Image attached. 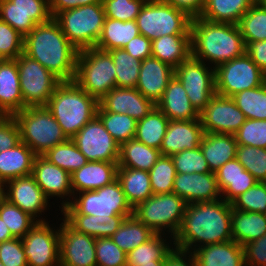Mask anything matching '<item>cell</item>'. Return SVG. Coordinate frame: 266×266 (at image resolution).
I'll use <instances>...</instances> for the list:
<instances>
[{"label": "cell", "instance_id": "cell-40", "mask_svg": "<svg viewBox=\"0 0 266 266\" xmlns=\"http://www.w3.org/2000/svg\"><path fill=\"white\" fill-rule=\"evenodd\" d=\"M155 233L134 215L126 217L110 238L126 254L151 239Z\"/></svg>", "mask_w": 266, "mask_h": 266}, {"label": "cell", "instance_id": "cell-21", "mask_svg": "<svg viewBox=\"0 0 266 266\" xmlns=\"http://www.w3.org/2000/svg\"><path fill=\"white\" fill-rule=\"evenodd\" d=\"M98 105L108 112L127 114L136 121L143 119L156 106L136 88L119 87L109 91Z\"/></svg>", "mask_w": 266, "mask_h": 266}, {"label": "cell", "instance_id": "cell-60", "mask_svg": "<svg viewBox=\"0 0 266 266\" xmlns=\"http://www.w3.org/2000/svg\"><path fill=\"white\" fill-rule=\"evenodd\" d=\"M246 54L266 74V40L249 42Z\"/></svg>", "mask_w": 266, "mask_h": 266}, {"label": "cell", "instance_id": "cell-8", "mask_svg": "<svg viewBox=\"0 0 266 266\" xmlns=\"http://www.w3.org/2000/svg\"><path fill=\"white\" fill-rule=\"evenodd\" d=\"M105 18L101 2L59 12L53 19L70 43L81 51L96 46Z\"/></svg>", "mask_w": 266, "mask_h": 266}, {"label": "cell", "instance_id": "cell-50", "mask_svg": "<svg viewBox=\"0 0 266 266\" xmlns=\"http://www.w3.org/2000/svg\"><path fill=\"white\" fill-rule=\"evenodd\" d=\"M233 209L266 214V182H257L232 202Z\"/></svg>", "mask_w": 266, "mask_h": 266}, {"label": "cell", "instance_id": "cell-28", "mask_svg": "<svg viewBox=\"0 0 266 266\" xmlns=\"http://www.w3.org/2000/svg\"><path fill=\"white\" fill-rule=\"evenodd\" d=\"M215 174L222 199L228 203L258 182L237 159L226 162Z\"/></svg>", "mask_w": 266, "mask_h": 266}, {"label": "cell", "instance_id": "cell-16", "mask_svg": "<svg viewBox=\"0 0 266 266\" xmlns=\"http://www.w3.org/2000/svg\"><path fill=\"white\" fill-rule=\"evenodd\" d=\"M52 18L49 0H0V19L24 37Z\"/></svg>", "mask_w": 266, "mask_h": 266}, {"label": "cell", "instance_id": "cell-54", "mask_svg": "<svg viewBox=\"0 0 266 266\" xmlns=\"http://www.w3.org/2000/svg\"><path fill=\"white\" fill-rule=\"evenodd\" d=\"M97 266H127V254L109 237L96 238Z\"/></svg>", "mask_w": 266, "mask_h": 266}, {"label": "cell", "instance_id": "cell-48", "mask_svg": "<svg viewBox=\"0 0 266 266\" xmlns=\"http://www.w3.org/2000/svg\"><path fill=\"white\" fill-rule=\"evenodd\" d=\"M176 174L171 156L161 155L149 171L153 194L171 193Z\"/></svg>", "mask_w": 266, "mask_h": 266}, {"label": "cell", "instance_id": "cell-7", "mask_svg": "<svg viewBox=\"0 0 266 266\" xmlns=\"http://www.w3.org/2000/svg\"><path fill=\"white\" fill-rule=\"evenodd\" d=\"M79 197L63 200L62 214H84L95 216H131L133 207L127 201L120 182L116 179L111 184L97 190L79 192ZM65 201V202H64Z\"/></svg>", "mask_w": 266, "mask_h": 266}, {"label": "cell", "instance_id": "cell-58", "mask_svg": "<svg viewBox=\"0 0 266 266\" xmlns=\"http://www.w3.org/2000/svg\"><path fill=\"white\" fill-rule=\"evenodd\" d=\"M242 247L245 266H266V234Z\"/></svg>", "mask_w": 266, "mask_h": 266}, {"label": "cell", "instance_id": "cell-36", "mask_svg": "<svg viewBox=\"0 0 266 266\" xmlns=\"http://www.w3.org/2000/svg\"><path fill=\"white\" fill-rule=\"evenodd\" d=\"M117 180L133 208L153 195L148 171L118 167Z\"/></svg>", "mask_w": 266, "mask_h": 266}, {"label": "cell", "instance_id": "cell-33", "mask_svg": "<svg viewBox=\"0 0 266 266\" xmlns=\"http://www.w3.org/2000/svg\"><path fill=\"white\" fill-rule=\"evenodd\" d=\"M64 219L77 231L95 238L111 237L129 216H95L84 214H63Z\"/></svg>", "mask_w": 266, "mask_h": 266}, {"label": "cell", "instance_id": "cell-3", "mask_svg": "<svg viewBox=\"0 0 266 266\" xmlns=\"http://www.w3.org/2000/svg\"><path fill=\"white\" fill-rule=\"evenodd\" d=\"M191 56L218 65L246 53V45L236 24L219 23L194 17L190 25Z\"/></svg>", "mask_w": 266, "mask_h": 266}, {"label": "cell", "instance_id": "cell-12", "mask_svg": "<svg viewBox=\"0 0 266 266\" xmlns=\"http://www.w3.org/2000/svg\"><path fill=\"white\" fill-rule=\"evenodd\" d=\"M265 77L266 74L245 53L215 68L216 94L232 97L263 85Z\"/></svg>", "mask_w": 266, "mask_h": 266}, {"label": "cell", "instance_id": "cell-25", "mask_svg": "<svg viewBox=\"0 0 266 266\" xmlns=\"http://www.w3.org/2000/svg\"><path fill=\"white\" fill-rule=\"evenodd\" d=\"M117 168L118 162L88 161L70 174L73 196L78 192L97 190L111 184L117 179Z\"/></svg>", "mask_w": 266, "mask_h": 266}, {"label": "cell", "instance_id": "cell-59", "mask_svg": "<svg viewBox=\"0 0 266 266\" xmlns=\"http://www.w3.org/2000/svg\"><path fill=\"white\" fill-rule=\"evenodd\" d=\"M123 49L140 61L152 56L151 40L141 34L130 40Z\"/></svg>", "mask_w": 266, "mask_h": 266}, {"label": "cell", "instance_id": "cell-34", "mask_svg": "<svg viewBox=\"0 0 266 266\" xmlns=\"http://www.w3.org/2000/svg\"><path fill=\"white\" fill-rule=\"evenodd\" d=\"M231 225L233 240L243 246L266 234V214L232 208Z\"/></svg>", "mask_w": 266, "mask_h": 266}, {"label": "cell", "instance_id": "cell-35", "mask_svg": "<svg viewBox=\"0 0 266 266\" xmlns=\"http://www.w3.org/2000/svg\"><path fill=\"white\" fill-rule=\"evenodd\" d=\"M257 0H205L199 17L219 23L236 24Z\"/></svg>", "mask_w": 266, "mask_h": 266}, {"label": "cell", "instance_id": "cell-29", "mask_svg": "<svg viewBox=\"0 0 266 266\" xmlns=\"http://www.w3.org/2000/svg\"><path fill=\"white\" fill-rule=\"evenodd\" d=\"M237 142L235 135L204 132L200 149L211 172H216L226 162L236 159Z\"/></svg>", "mask_w": 266, "mask_h": 266}, {"label": "cell", "instance_id": "cell-2", "mask_svg": "<svg viewBox=\"0 0 266 266\" xmlns=\"http://www.w3.org/2000/svg\"><path fill=\"white\" fill-rule=\"evenodd\" d=\"M23 53L38 61L61 82L74 80L78 50L66 38L53 18L36 25L24 37Z\"/></svg>", "mask_w": 266, "mask_h": 266}, {"label": "cell", "instance_id": "cell-23", "mask_svg": "<svg viewBox=\"0 0 266 266\" xmlns=\"http://www.w3.org/2000/svg\"><path fill=\"white\" fill-rule=\"evenodd\" d=\"M174 70L170 65L150 56L141 61L139 79L135 88L156 105L174 76Z\"/></svg>", "mask_w": 266, "mask_h": 266}, {"label": "cell", "instance_id": "cell-57", "mask_svg": "<svg viewBox=\"0 0 266 266\" xmlns=\"http://www.w3.org/2000/svg\"><path fill=\"white\" fill-rule=\"evenodd\" d=\"M21 142L20 129L13 116H7L0 122V151L14 148Z\"/></svg>", "mask_w": 266, "mask_h": 266}, {"label": "cell", "instance_id": "cell-5", "mask_svg": "<svg viewBox=\"0 0 266 266\" xmlns=\"http://www.w3.org/2000/svg\"><path fill=\"white\" fill-rule=\"evenodd\" d=\"M115 71L109 51L91 47L78 51L73 81L99 102L116 87Z\"/></svg>", "mask_w": 266, "mask_h": 266}, {"label": "cell", "instance_id": "cell-53", "mask_svg": "<svg viewBox=\"0 0 266 266\" xmlns=\"http://www.w3.org/2000/svg\"><path fill=\"white\" fill-rule=\"evenodd\" d=\"M147 0H102L106 18L123 22L136 20Z\"/></svg>", "mask_w": 266, "mask_h": 266}, {"label": "cell", "instance_id": "cell-15", "mask_svg": "<svg viewBox=\"0 0 266 266\" xmlns=\"http://www.w3.org/2000/svg\"><path fill=\"white\" fill-rule=\"evenodd\" d=\"M71 139L88 161L118 162L120 144L97 116Z\"/></svg>", "mask_w": 266, "mask_h": 266}, {"label": "cell", "instance_id": "cell-1", "mask_svg": "<svg viewBox=\"0 0 266 266\" xmlns=\"http://www.w3.org/2000/svg\"><path fill=\"white\" fill-rule=\"evenodd\" d=\"M231 211V203L222 198L187 204L181 227L172 241L174 247L191 252L201 246L233 240Z\"/></svg>", "mask_w": 266, "mask_h": 266}, {"label": "cell", "instance_id": "cell-63", "mask_svg": "<svg viewBox=\"0 0 266 266\" xmlns=\"http://www.w3.org/2000/svg\"><path fill=\"white\" fill-rule=\"evenodd\" d=\"M175 8L185 11L190 17H198L204 7L205 0H163Z\"/></svg>", "mask_w": 266, "mask_h": 266}, {"label": "cell", "instance_id": "cell-66", "mask_svg": "<svg viewBox=\"0 0 266 266\" xmlns=\"http://www.w3.org/2000/svg\"><path fill=\"white\" fill-rule=\"evenodd\" d=\"M5 117H7V116H6L5 113L0 109V122H1Z\"/></svg>", "mask_w": 266, "mask_h": 266}, {"label": "cell", "instance_id": "cell-24", "mask_svg": "<svg viewBox=\"0 0 266 266\" xmlns=\"http://www.w3.org/2000/svg\"><path fill=\"white\" fill-rule=\"evenodd\" d=\"M32 176L48 199L55 196L62 199L67 196L71 199V195L74 197L70 174L42 155H37L34 160Z\"/></svg>", "mask_w": 266, "mask_h": 266}, {"label": "cell", "instance_id": "cell-46", "mask_svg": "<svg viewBox=\"0 0 266 266\" xmlns=\"http://www.w3.org/2000/svg\"><path fill=\"white\" fill-rule=\"evenodd\" d=\"M246 119L266 120V84L231 97Z\"/></svg>", "mask_w": 266, "mask_h": 266}, {"label": "cell", "instance_id": "cell-18", "mask_svg": "<svg viewBox=\"0 0 266 266\" xmlns=\"http://www.w3.org/2000/svg\"><path fill=\"white\" fill-rule=\"evenodd\" d=\"M59 228L60 266H97L96 238L77 231L64 218Z\"/></svg>", "mask_w": 266, "mask_h": 266}, {"label": "cell", "instance_id": "cell-41", "mask_svg": "<svg viewBox=\"0 0 266 266\" xmlns=\"http://www.w3.org/2000/svg\"><path fill=\"white\" fill-rule=\"evenodd\" d=\"M166 241L167 239L164 240L162 234H155L147 242L127 253V266H141V264H153V261H166L167 255L173 250V247Z\"/></svg>", "mask_w": 266, "mask_h": 266}, {"label": "cell", "instance_id": "cell-11", "mask_svg": "<svg viewBox=\"0 0 266 266\" xmlns=\"http://www.w3.org/2000/svg\"><path fill=\"white\" fill-rule=\"evenodd\" d=\"M24 106H46L61 81L38 61L24 53L16 59Z\"/></svg>", "mask_w": 266, "mask_h": 266}, {"label": "cell", "instance_id": "cell-42", "mask_svg": "<svg viewBox=\"0 0 266 266\" xmlns=\"http://www.w3.org/2000/svg\"><path fill=\"white\" fill-rule=\"evenodd\" d=\"M245 45L266 40V3L257 0L238 23Z\"/></svg>", "mask_w": 266, "mask_h": 266}, {"label": "cell", "instance_id": "cell-38", "mask_svg": "<svg viewBox=\"0 0 266 266\" xmlns=\"http://www.w3.org/2000/svg\"><path fill=\"white\" fill-rule=\"evenodd\" d=\"M139 34L135 20L123 22L105 18L102 34L95 47L105 51L121 49Z\"/></svg>", "mask_w": 266, "mask_h": 266}, {"label": "cell", "instance_id": "cell-68", "mask_svg": "<svg viewBox=\"0 0 266 266\" xmlns=\"http://www.w3.org/2000/svg\"><path fill=\"white\" fill-rule=\"evenodd\" d=\"M6 59L0 54V63L5 61Z\"/></svg>", "mask_w": 266, "mask_h": 266}, {"label": "cell", "instance_id": "cell-30", "mask_svg": "<svg viewBox=\"0 0 266 266\" xmlns=\"http://www.w3.org/2000/svg\"><path fill=\"white\" fill-rule=\"evenodd\" d=\"M191 252L198 266H245L243 247L234 240L201 246Z\"/></svg>", "mask_w": 266, "mask_h": 266}, {"label": "cell", "instance_id": "cell-13", "mask_svg": "<svg viewBox=\"0 0 266 266\" xmlns=\"http://www.w3.org/2000/svg\"><path fill=\"white\" fill-rule=\"evenodd\" d=\"M174 75L182 83L192 106L198 113L216 94L215 68L207 67L203 61L192 56L178 65Z\"/></svg>", "mask_w": 266, "mask_h": 266}, {"label": "cell", "instance_id": "cell-47", "mask_svg": "<svg viewBox=\"0 0 266 266\" xmlns=\"http://www.w3.org/2000/svg\"><path fill=\"white\" fill-rule=\"evenodd\" d=\"M0 218L15 238H23L37 223L33 217L3 196L0 197Z\"/></svg>", "mask_w": 266, "mask_h": 266}, {"label": "cell", "instance_id": "cell-62", "mask_svg": "<svg viewBox=\"0 0 266 266\" xmlns=\"http://www.w3.org/2000/svg\"><path fill=\"white\" fill-rule=\"evenodd\" d=\"M165 266H198V264L192 252L173 248V250L166 257Z\"/></svg>", "mask_w": 266, "mask_h": 266}, {"label": "cell", "instance_id": "cell-51", "mask_svg": "<svg viewBox=\"0 0 266 266\" xmlns=\"http://www.w3.org/2000/svg\"><path fill=\"white\" fill-rule=\"evenodd\" d=\"M176 173H209L210 168L200 146L171 156Z\"/></svg>", "mask_w": 266, "mask_h": 266}, {"label": "cell", "instance_id": "cell-26", "mask_svg": "<svg viewBox=\"0 0 266 266\" xmlns=\"http://www.w3.org/2000/svg\"><path fill=\"white\" fill-rule=\"evenodd\" d=\"M156 107L160 109L169 120L199 119V113L192 106L186 90L175 75L170 79Z\"/></svg>", "mask_w": 266, "mask_h": 266}, {"label": "cell", "instance_id": "cell-31", "mask_svg": "<svg viewBox=\"0 0 266 266\" xmlns=\"http://www.w3.org/2000/svg\"><path fill=\"white\" fill-rule=\"evenodd\" d=\"M36 154L23 142L14 148L0 151V182L32 175Z\"/></svg>", "mask_w": 266, "mask_h": 266}, {"label": "cell", "instance_id": "cell-9", "mask_svg": "<svg viewBox=\"0 0 266 266\" xmlns=\"http://www.w3.org/2000/svg\"><path fill=\"white\" fill-rule=\"evenodd\" d=\"M186 206V201L173 192L153 194L133 208V215L155 234L164 237L168 229L173 239L181 227Z\"/></svg>", "mask_w": 266, "mask_h": 266}, {"label": "cell", "instance_id": "cell-37", "mask_svg": "<svg viewBox=\"0 0 266 266\" xmlns=\"http://www.w3.org/2000/svg\"><path fill=\"white\" fill-rule=\"evenodd\" d=\"M161 156L159 149L148 147L133 138L120 144L118 167L150 171Z\"/></svg>", "mask_w": 266, "mask_h": 266}, {"label": "cell", "instance_id": "cell-67", "mask_svg": "<svg viewBox=\"0 0 266 266\" xmlns=\"http://www.w3.org/2000/svg\"><path fill=\"white\" fill-rule=\"evenodd\" d=\"M2 192H3V184L0 182V197L2 196Z\"/></svg>", "mask_w": 266, "mask_h": 266}, {"label": "cell", "instance_id": "cell-39", "mask_svg": "<svg viewBox=\"0 0 266 266\" xmlns=\"http://www.w3.org/2000/svg\"><path fill=\"white\" fill-rule=\"evenodd\" d=\"M169 125V119L156 106L137 121L135 139L148 147L159 149Z\"/></svg>", "mask_w": 266, "mask_h": 266}, {"label": "cell", "instance_id": "cell-27", "mask_svg": "<svg viewBox=\"0 0 266 266\" xmlns=\"http://www.w3.org/2000/svg\"><path fill=\"white\" fill-rule=\"evenodd\" d=\"M25 108L17 62L6 59L0 63V109L6 116H14Z\"/></svg>", "mask_w": 266, "mask_h": 266}, {"label": "cell", "instance_id": "cell-43", "mask_svg": "<svg viewBox=\"0 0 266 266\" xmlns=\"http://www.w3.org/2000/svg\"><path fill=\"white\" fill-rule=\"evenodd\" d=\"M42 156L69 174L79 170L88 162L72 139L48 149Z\"/></svg>", "mask_w": 266, "mask_h": 266}, {"label": "cell", "instance_id": "cell-20", "mask_svg": "<svg viewBox=\"0 0 266 266\" xmlns=\"http://www.w3.org/2000/svg\"><path fill=\"white\" fill-rule=\"evenodd\" d=\"M172 192L183 198L187 204L222 198L214 172L177 173Z\"/></svg>", "mask_w": 266, "mask_h": 266}, {"label": "cell", "instance_id": "cell-49", "mask_svg": "<svg viewBox=\"0 0 266 266\" xmlns=\"http://www.w3.org/2000/svg\"><path fill=\"white\" fill-rule=\"evenodd\" d=\"M236 159L258 182H266V149L237 145Z\"/></svg>", "mask_w": 266, "mask_h": 266}, {"label": "cell", "instance_id": "cell-17", "mask_svg": "<svg viewBox=\"0 0 266 266\" xmlns=\"http://www.w3.org/2000/svg\"><path fill=\"white\" fill-rule=\"evenodd\" d=\"M206 133L235 134L246 118L231 97L215 94L199 113Z\"/></svg>", "mask_w": 266, "mask_h": 266}, {"label": "cell", "instance_id": "cell-6", "mask_svg": "<svg viewBox=\"0 0 266 266\" xmlns=\"http://www.w3.org/2000/svg\"><path fill=\"white\" fill-rule=\"evenodd\" d=\"M13 117L19 125L21 142L36 155L69 139L46 106L27 107Z\"/></svg>", "mask_w": 266, "mask_h": 266}, {"label": "cell", "instance_id": "cell-65", "mask_svg": "<svg viewBox=\"0 0 266 266\" xmlns=\"http://www.w3.org/2000/svg\"><path fill=\"white\" fill-rule=\"evenodd\" d=\"M166 261H153V264H141V266H165Z\"/></svg>", "mask_w": 266, "mask_h": 266}, {"label": "cell", "instance_id": "cell-61", "mask_svg": "<svg viewBox=\"0 0 266 266\" xmlns=\"http://www.w3.org/2000/svg\"><path fill=\"white\" fill-rule=\"evenodd\" d=\"M101 2L102 0H49V7L54 18L59 12Z\"/></svg>", "mask_w": 266, "mask_h": 266}, {"label": "cell", "instance_id": "cell-52", "mask_svg": "<svg viewBox=\"0 0 266 266\" xmlns=\"http://www.w3.org/2000/svg\"><path fill=\"white\" fill-rule=\"evenodd\" d=\"M234 135L237 144L266 149V120L246 119Z\"/></svg>", "mask_w": 266, "mask_h": 266}, {"label": "cell", "instance_id": "cell-19", "mask_svg": "<svg viewBox=\"0 0 266 266\" xmlns=\"http://www.w3.org/2000/svg\"><path fill=\"white\" fill-rule=\"evenodd\" d=\"M2 196L12 204L18 206L22 211H25L37 222L45 221L36 217L47 209L48 201L50 200H48L32 175L6 181L3 184Z\"/></svg>", "mask_w": 266, "mask_h": 266}, {"label": "cell", "instance_id": "cell-32", "mask_svg": "<svg viewBox=\"0 0 266 266\" xmlns=\"http://www.w3.org/2000/svg\"><path fill=\"white\" fill-rule=\"evenodd\" d=\"M152 56L176 69L191 56V35H165L151 41Z\"/></svg>", "mask_w": 266, "mask_h": 266}, {"label": "cell", "instance_id": "cell-44", "mask_svg": "<svg viewBox=\"0 0 266 266\" xmlns=\"http://www.w3.org/2000/svg\"><path fill=\"white\" fill-rule=\"evenodd\" d=\"M96 116L119 144L135 137L137 121L129 115L108 112L98 105Z\"/></svg>", "mask_w": 266, "mask_h": 266}, {"label": "cell", "instance_id": "cell-55", "mask_svg": "<svg viewBox=\"0 0 266 266\" xmlns=\"http://www.w3.org/2000/svg\"><path fill=\"white\" fill-rule=\"evenodd\" d=\"M24 52V36L0 19V54L5 59H16Z\"/></svg>", "mask_w": 266, "mask_h": 266}, {"label": "cell", "instance_id": "cell-14", "mask_svg": "<svg viewBox=\"0 0 266 266\" xmlns=\"http://www.w3.org/2000/svg\"><path fill=\"white\" fill-rule=\"evenodd\" d=\"M22 243L27 266H60V232L47 221L37 222Z\"/></svg>", "mask_w": 266, "mask_h": 266}, {"label": "cell", "instance_id": "cell-56", "mask_svg": "<svg viewBox=\"0 0 266 266\" xmlns=\"http://www.w3.org/2000/svg\"><path fill=\"white\" fill-rule=\"evenodd\" d=\"M0 261L4 266H27L22 238L0 243Z\"/></svg>", "mask_w": 266, "mask_h": 266}, {"label": "cell", "instance_id": "cell-4", "mask_svg": "<svg viewBox=\"0 0 266 266\" xmlns=\"http://www.w3.org/2000/svg\"><path fill=\"white\" fill-rule=\"evenodd\" d=\"M46 107L71 139L96 116L98 101L74 81L61 82Z\"/></svg>", "mask_w": 266, "mask_h": 266}, {"label": "cell", "instance_id": "cell-10", "mask_svg": "<svg viewBox=\"0 0 266 266\" xmlns=\"http://www.w3.org/2000/svg\"><path fill=\"white\" fill-rule=\"evenodd\" d=\"M192 17L163 0H147L136 17L139 33L153 39L165 35H191Z\"/></svg>", "mask_w": 266, "mask_h": 266}, {"label": "cell", "instance_id": "cell-64", "mask_svg": "<svg viewBox=\"0 0 266 266\" xmlns=\"http://www.w3.org/2000/svg\"><path fill=\"white\" fill-rule=\"evenodd\" d=\"M13 238L15 237L11 234L7 225L4 224V221L0 218V243L11 240Z\"/></svg>", "mask_w": 266, "mask_h": 266}, {"label": "cell", "instance_id": "cell-45", "mask_svg": "<svg viewBox=\"0 0 266 266\" xmlns=\"http://www.w3.org/2000/svg\"><path fill=\"white\" fill-rule=\"evenodd\" d=\"M116 68V87L135 88L138 79L141 61L135 59L123 48L109 51Z\"/></svg>", "mask_w": 266, "mask_h": 266}, {"label": "cell", "instance_id": "cell-22", "mask_svg": "<svg viewBox=\"0 0 266 266\" xmlns=\"http://www.w3.org/2000/svg\"><path fill=\"white\" fill-rule=\"evenodd\" d=\"M203 134L200 119L169 120L160 153L161 155L172 156L186 149H195L200 146Z\"/></svg>", "mask_w": 266, "mask_h": 266}]
</instances>
